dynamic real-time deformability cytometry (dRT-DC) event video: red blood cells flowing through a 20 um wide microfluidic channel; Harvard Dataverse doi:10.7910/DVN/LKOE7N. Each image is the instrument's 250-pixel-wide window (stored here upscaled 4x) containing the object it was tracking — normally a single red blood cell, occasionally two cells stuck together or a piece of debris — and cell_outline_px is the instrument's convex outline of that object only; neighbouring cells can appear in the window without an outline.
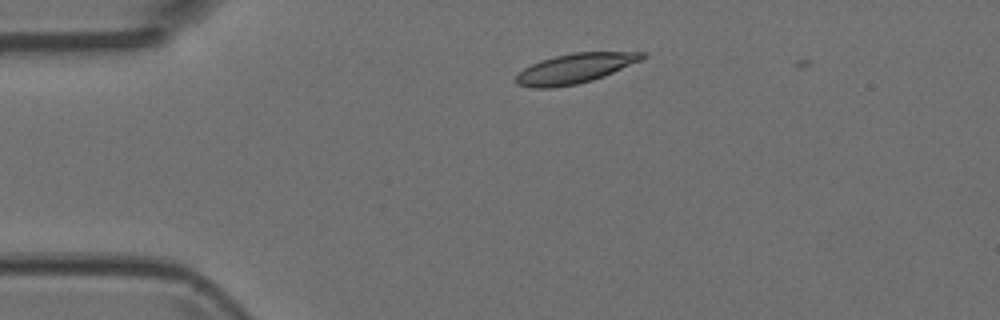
{"species": "Egyptian fruit bat (a non-hibernating species)", "species_latin": "Rousettus aegyptiacus", "temperature_condition": "room temperature", "stored_images_in_passage": 4, "camera_frame_rate_fps": 3000, "um_per_image_px": 0.085, "animal": {"sex": "female"}, "frame": {"image": 1, "passage_image": 2, "time_ms": 0.333, "image_size_px": [1000, 320], "cell_outline_px": [[648, 56], [640, 60], [604, 76], [592, 80], [576, 84], [552, 88], [532, 88], [516, 84], [512, 80], [524, 68], [540, 60], [572, 52], [648, 52]], "centroid_in_image_um": [48.84, 5.82], "position_along_channel_um": 36.2, "area_um2": 21.91}}
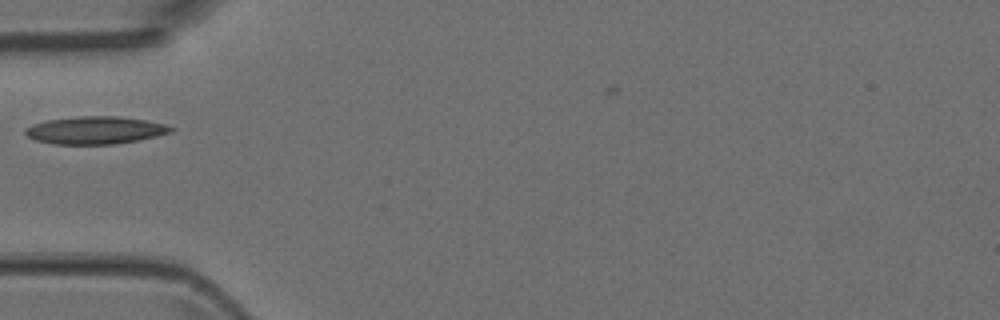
{"frame": {"image": 2, "passage_image": 3, "time_ms": 0.667, "image_size_px": [1000, 320], "cell_outline_px": [[176, 128], [172, 132], [156, 136], [136, 140], [112, 144], [56, 144], [36, 140], [28, 136], [24, 132], [24, 128], [32, 124], [48, 120], [80, 116], [120, 116], [144, 120], [164, 124]], "centroid_in_image_um": [8.09, 11.06], "position_along_channel_um": 76.9, "area_um2": 23.24}}
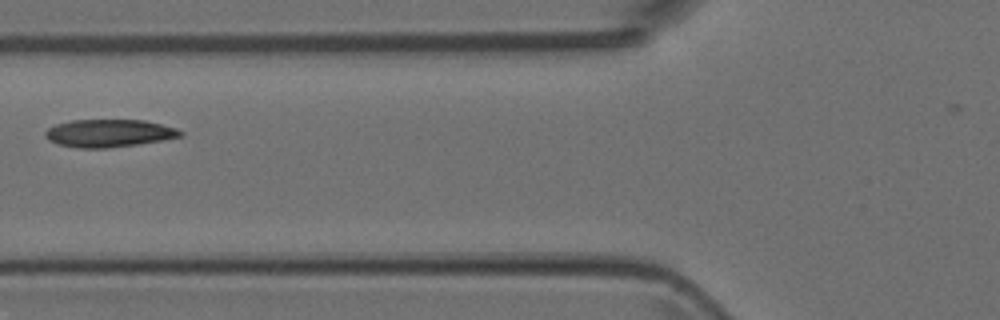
{"frame": {"image": 3, "passage_image": 4, "time_ms": 1.0, "image_size_px": [1000, 320], "cell_outline_px": [[184, 136], [136, 144], [108, 148], [76, 148], [56, 144], [48, 140], [44, 136], [44, 132], [48, 128], [56, 124], [72, 120], [144, 120], [176, 128], [184, 132]], "centroid_in_image_um": [9.22, 11.32], "position_along_channel_um": 116.6, "area_um2": 21.85}}